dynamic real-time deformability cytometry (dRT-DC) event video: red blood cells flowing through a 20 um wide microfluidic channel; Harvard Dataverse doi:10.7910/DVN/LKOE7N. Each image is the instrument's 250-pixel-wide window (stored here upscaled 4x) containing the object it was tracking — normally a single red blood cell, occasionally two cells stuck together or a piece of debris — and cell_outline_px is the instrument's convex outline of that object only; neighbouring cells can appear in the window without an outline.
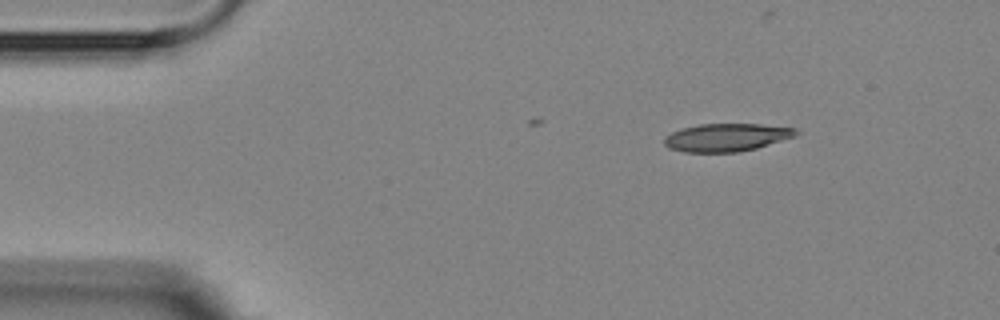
{"species": "Egyptian fruit bat (a non-hibernating species)", "species_latin": "Rousettus aegyptiacus", "temperature_condition": "room temperature", "stored_images_in_passage": 6, "segment_of_instrument_passage": [2, 2], "camera_frame_rate_fps": 3000, "um_per_image_px": 0.085, "animal": {"sex": "female"}, "frame": {"image": 1, "passage_image": 6, "time_ms": 6.667, "image_size_px": [1000, 320], "cell_outline_px": [[800, 132], [796, 136], [756, 148], [736, 152], [684, 152], [668, 148], [664, 144], [664, 136], [672, 132], [684, 128], [700, 124], [760, 124], [796, 128]], "centroid_in_image_um": [61.76, 11.68], "position_along_channel_um": 23.2, "area_um2": 21.39}}